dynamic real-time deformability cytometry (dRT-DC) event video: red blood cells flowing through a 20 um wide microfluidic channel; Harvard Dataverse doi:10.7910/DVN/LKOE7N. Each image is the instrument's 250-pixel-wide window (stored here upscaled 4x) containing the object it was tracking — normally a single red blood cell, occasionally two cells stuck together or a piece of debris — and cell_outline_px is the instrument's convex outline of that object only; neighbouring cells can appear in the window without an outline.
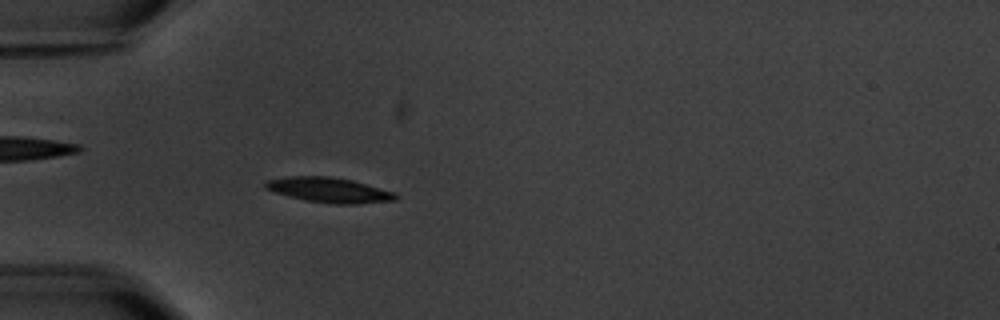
{"species": "common noctule bat (a hibernating species)", "species_latin": "Nyctalus noctula", "temperature_condition": "warm", "stored_images_in_passage": 2, "camera_frame_rate_fps": 3000, "um_per_image_px": 0.085, "animal": {"sex": "male", "body_mass_g": 20.1, "forearm_length_mm": 53.5}, "frame": {"image": 1, "passage_image": 2, "time_ms": 1.333, "image_size_px": [1000, 320], "cell_outline_px": [[400, 196], [396, 200], [356, 204], [332, 204], [304, 200], [288, 196], [264, 188], [264, 180], [284, 176], [332, 176], [352, 180], [396, 192]], "centroid_in_image_um": [27.97, 16.14], "position_along_channel_um": 57.0, "area_um2": 19.31}}